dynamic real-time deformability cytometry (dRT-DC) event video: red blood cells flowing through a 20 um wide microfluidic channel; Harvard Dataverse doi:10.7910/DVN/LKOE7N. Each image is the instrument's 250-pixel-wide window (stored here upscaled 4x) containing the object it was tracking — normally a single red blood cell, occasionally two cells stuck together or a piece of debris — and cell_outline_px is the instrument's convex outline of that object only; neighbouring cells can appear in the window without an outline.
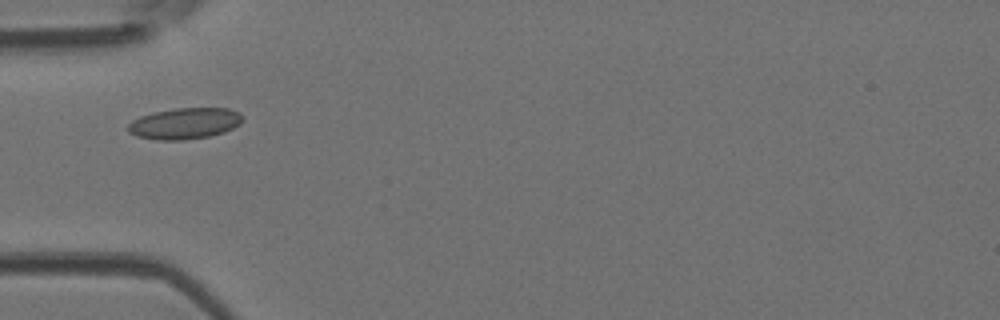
{"species": "Egyptian fruit bat (a non-hibernating species)", "species_latin": "Rousettus aegyptiacus", "temperature_condition": "room temperature", "stored_images_in_passage": 4, "camera_frame_rate_fps": 3000, "um_per_image_px": 0.085, "animal": {"sex": "female"}, "frame": {"image": 1, "passage_image": 4, "time_ms": 1.0, "image_size_px": [1000, 320], "cell_outline_px": [[244, 120], [240, 124], [224, 132], [208, 136], [184, 140], [160, 140], [136, 136], [128, 132], [128, 124], [132, 120], [140, 116], [152, 112], [176, 108], [228, 108], [240, 112], [244, 116]], "centroid_in_image_um": [15.71, 10.48], "position_along_channel_um": 69.3, "area_um2": 20.98}}